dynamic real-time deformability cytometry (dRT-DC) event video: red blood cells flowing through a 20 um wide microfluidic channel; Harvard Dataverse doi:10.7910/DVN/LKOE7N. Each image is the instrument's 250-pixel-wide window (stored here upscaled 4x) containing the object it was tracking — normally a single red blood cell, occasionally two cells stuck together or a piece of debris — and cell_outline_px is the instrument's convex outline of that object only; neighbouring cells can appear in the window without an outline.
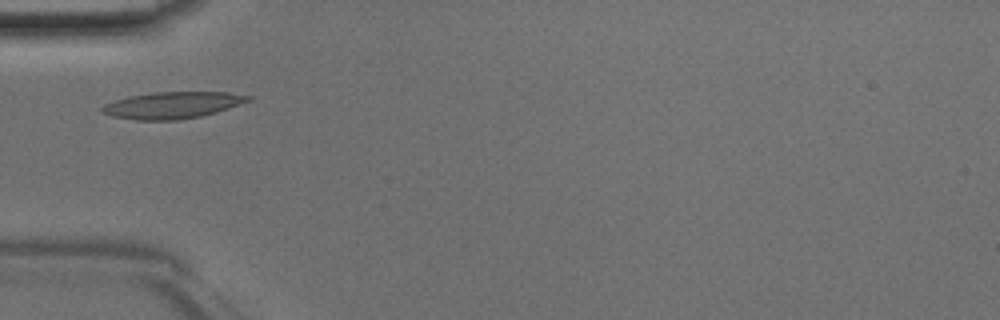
{"species": "Egyptian fruit bat (a non-hibernating species)", "species_latin": "Rousettus aegyptiacus", "temperature_condition": "room temperature", "stored_images_in_passage": 33, "camera_frame_rate_fps": 3000, "um_per_image_px": 0.085, "animal": {"sex": "male"}, "frame": {"image": 1, "passage_image": 1, "time_ms": 0.0, "image_size_px": [1000, 320], "cell_outline_px": [[252, 100], [216, 112], [200, 116], [176, 120], [136, 120], [112, 116], [100, 112], [100, 108], [104, 104], [116, 100], [132, 96], [156, 92], [228, 92], [252, 96]], "centroid_in_image_um": [14.66, 8.94], "position_along_channel_um": 70.3, "area_um2": 22.54}}
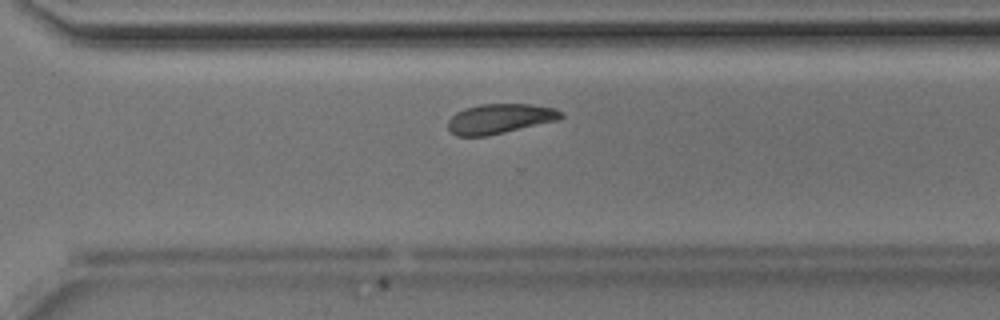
{"frame": {"image": 2, "passage_image": 19, "time_ms": 6.0, "image_size_px": [1000, 320], "cell_outline_px": [[564, 116], [560, 120], [488, 136], [456, 136], [448, 128], [448, 120], [456, 112], [464, 108], [480, 104], [532, 104], [556, 108], [564, 112]], "centroid_in_image_um": [42.53, 10.09], "position_along_channel_um": 328.1, "area_um2": 19.94}}
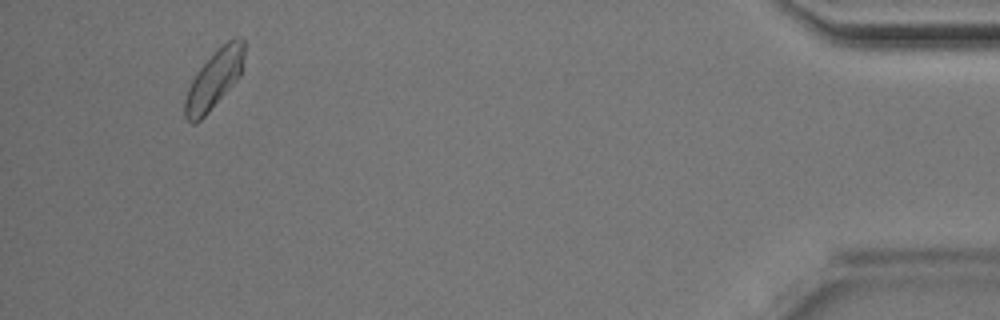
{"frame": {"image": 3, "passage_image": 30, "time_ms": 9.667, "image_size_px": [1000, 320], "cell_outline_px": [[244, 56], [240, 76], [208, 112], [196, 124], [192, 124], [184, 116], [184, 100], [188, 88], [192, 80], [200, 68], [228, 40], [244, 36]], "centroid_in_image_um": [18.2, 6.78], "position_along_channel_um": 417.0, "area_um2": 19.65}}